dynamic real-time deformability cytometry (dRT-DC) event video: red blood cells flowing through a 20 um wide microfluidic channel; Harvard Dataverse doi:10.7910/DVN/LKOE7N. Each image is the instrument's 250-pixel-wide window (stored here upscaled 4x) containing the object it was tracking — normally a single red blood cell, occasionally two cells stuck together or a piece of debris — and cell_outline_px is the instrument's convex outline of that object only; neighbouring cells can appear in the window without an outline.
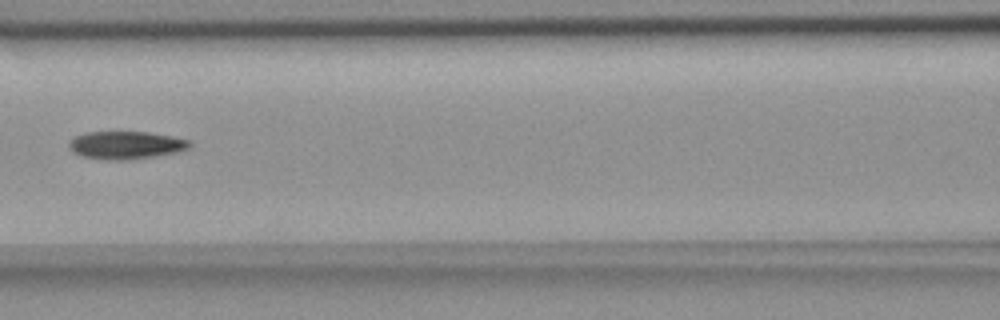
{"species": "common noctule bat (a hibernating species)", "species_latin": "Nyctalus noctula", "temperature_condition": "room temperature", "stored_images_in_passage": 4, "camera_frame_rate_fps": 3000, "um_per_image_px": 0.085, "animal": {"sex": "female", "body_mass_g": 18.4}, "frame": {"image": 1, "passage_image": 4, "time_ms": 4.333, "image_size_px": [1000, 320], "cell_outline_px": [[192, 144], [188, 148], [172, 152], [152, 156], [120, 160], [104, 160], [84, 156], [76, 152], [68, 144], [76, 136], [88, 132], [148, 132], [172, 136], [192, 140]], "centroid_in_image_um": [10.74, 12.32], "position_along_channel_um": 155.9, "area_um2": 19.02}}